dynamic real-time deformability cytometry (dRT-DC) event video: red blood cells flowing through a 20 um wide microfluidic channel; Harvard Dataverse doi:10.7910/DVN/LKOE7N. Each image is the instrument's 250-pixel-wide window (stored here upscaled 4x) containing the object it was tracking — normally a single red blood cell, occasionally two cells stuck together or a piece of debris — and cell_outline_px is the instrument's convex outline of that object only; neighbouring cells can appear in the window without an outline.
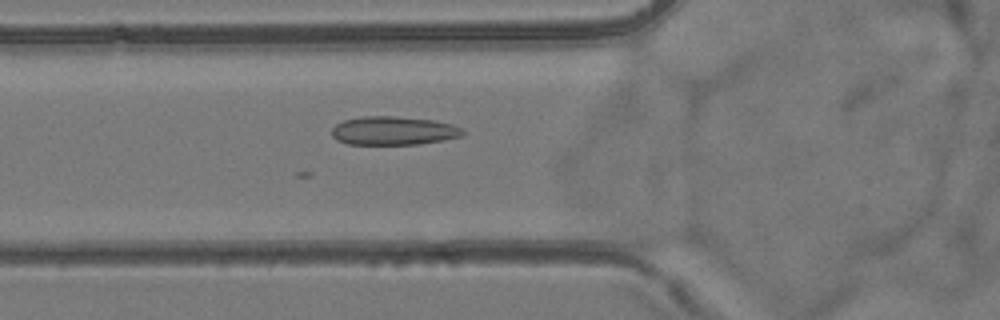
{"species": "common noctule bat (a hibernating species)", "species_latin": "Nyctalus noctula", "temperature_condition": "room temperature", "stored_images_in_passage": 42, "camera_frame_rate_fps": 3000, "um_per_image_px": 0.085, "animal": {"sex": "female", "body_mass_g": 24.6, "forearm_length_mm": 56.2}, "frame": {"image": 1, "passage_image": 6, "time_ms": 1.667, "image_size_px": [1000, 320], "cell_outline_px": [[464, 132], [460, 136], [444, 140], [420, 144], [348, 144], [336, 140], [332, 136], [332, 128], [336, 124], [344, 120], [360, 116], [396, 116], [432, 120], [452, 124], [460, 128]], "centroid_in_image_um": [33.41, 11.11], "position_along_channel_um": 92.4, "area_um2": 21.79}}
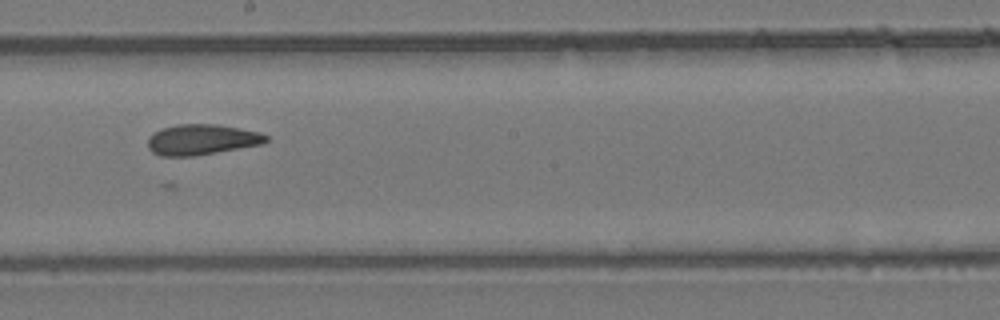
{"frame": {"image": 2, "passage_image": 17, "time_ms": 5.333, "image_size_px": [1000, 320], "cell_outline_px": [[268, 140], [260, 144], [216, 152], [192, 156], [160, 156], [152, 152], [148, 148], [148, 136], [152, 132], [176, 124], [216, 124], [260, 132], [268, 136]], "centroid_in_image_um": [17.09, 11.86], "position_along_channel_um": 231.1, "area_um2": 20.92}}
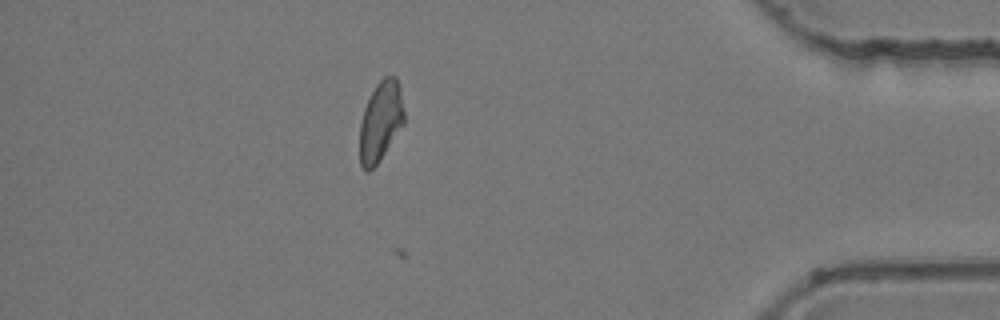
{"frame": {"image": 3, "passage_image": 34, "time_ms": 11.0, "image_size_px": [1000, 320], "cell_outline_px": [[404, 124], [380, 160], [368, 172], [360, 164], [360, 124], [364, 108], [376, 84], [384, 76], [396, 76], [400, 88], [404, 112]], "centroid_in_image_um": [32.36, 10.3], "position_along_channel_um": 402.8, "area_um2": 20.58}}